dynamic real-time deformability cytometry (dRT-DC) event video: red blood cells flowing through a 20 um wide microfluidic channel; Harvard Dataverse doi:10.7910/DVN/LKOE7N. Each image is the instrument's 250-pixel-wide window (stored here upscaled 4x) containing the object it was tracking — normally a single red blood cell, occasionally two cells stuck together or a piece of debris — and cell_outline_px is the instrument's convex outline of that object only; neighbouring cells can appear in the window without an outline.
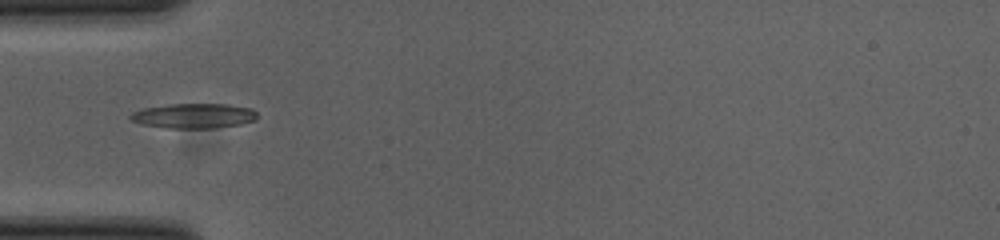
{"species": "common noctule bat (a hibernating species)", "species_latin": "Nyctalus noctula", "temperature_condition": "cold", "stored_images_in_passage": 37, "camera_frame_rate_fps": 3000, "um_per_image_px": 0.085, "animal": {"sex": "female", "body_mass_g": 23.0, "forearm_length_mm": 53.4}, "frame": {"image": 1, "passage_image": 1, "time_ms": 0.0, "image_size_px": [1000, 240], "cell_outline_px": [[256, 120], [240, 124], [212, 128], [164, 128], [140, 124], [132, 120], [128, 116], [132, 112], [144, 108], [168, 104], [228, 104], [252, 108], [256, 112]], "centroid_in_image_um": [16.45, 9.84], "position_along_channel_um": 68.5, "area_um2": 18.44}}
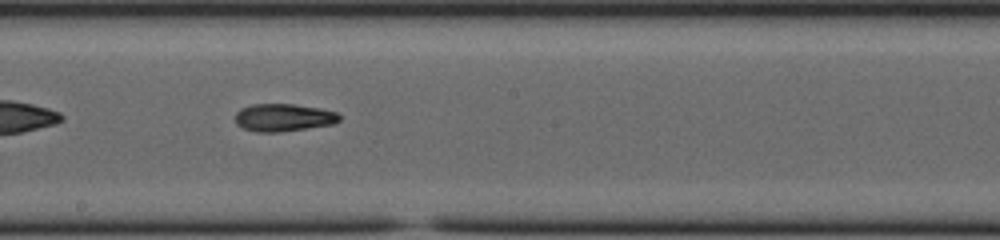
{"frame": {"image": 2, "passage_image": 13, "time_ms": 4.0, "image_size_px": [1000, 240], "cell_outline_px": [[340, 120], [332, 124], [308, 128], [280, 132], [256, 132], [244, 128], [236, 124], [236, 112], [240, 108], [252, 104], [292, 104], [320, 108], [336, 112], [340, 116]], "centroid_in_image_um": [24.08, 9.99], "position_along_channel_um": 224.1, "area_um2": 16.76}}
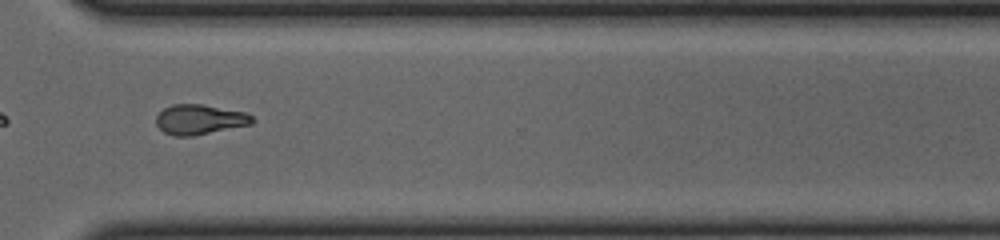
{"frame": {"image": 3, "passage_image": 23, "time_ms": 7.333, "image_size_px": [1000, 240], "cell_outline_px": [[256, 120], [252, 124], [192, 136], [176, 136], [164, 132], [156, 124], [156, 116], [164, 108], [172, 104], [200, 104], [244, 112], [252, 116]], "centroid_in_image_um": [16.97, 10.16], "position_along_channel_um": 353.6, "area_um2": 16.65}, "authors_computed_cell_mechanics": {"area_um2": 16.6464, "velocity_mm_per_s": 3.876, "shape_relaxation_time_tau1_ms": 5.9582, "shape_relaxation_time_tau2_ms": 3.807, "deformation_change_tau1": 0.1833, "deformation_change_tau2": 0.1025}}